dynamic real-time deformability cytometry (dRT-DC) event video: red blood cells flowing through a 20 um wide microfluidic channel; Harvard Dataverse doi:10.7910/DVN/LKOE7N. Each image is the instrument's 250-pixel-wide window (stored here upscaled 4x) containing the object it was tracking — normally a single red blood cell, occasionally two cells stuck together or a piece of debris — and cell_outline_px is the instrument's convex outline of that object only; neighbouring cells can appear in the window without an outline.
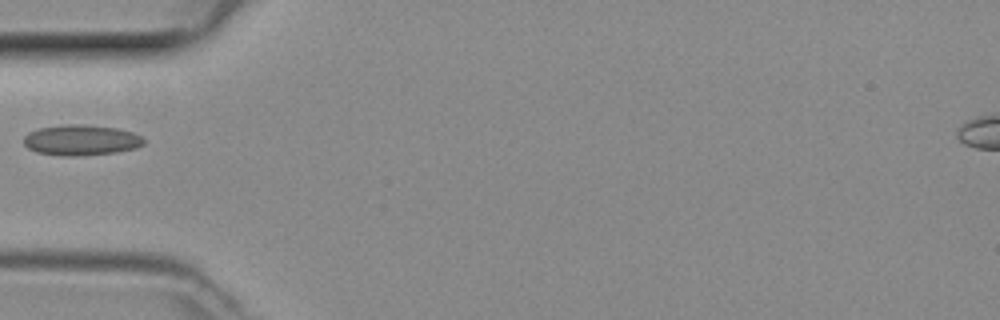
{"species": "common noctule bat (a hibernating species)", "species_latin": "Nyctalus noctula", "temperature_condition": "room temperature", "stored_images_in_passage": 29, "camera_frame_rate_fps": 3000, "um_per_image_px": 0.085, "animal": {"sex": "female", "body_mass_g": 29.2, "forearm_length_mm": 56.3}, "frame": {"image": 1, "passage_image": 1, "time_ms": 0.0, "image_size_px": [1000, 320], "cell_outline_px": [[144, 144], [136, 148], [116, 152], [76, 156], [64, 156], [36, 152], [28, 148], [24, 144], [24, 136], [28, 132], [40, 128], [64, 124], [84, 124], [116, 128], [132, 132], [140, 136], [144, 140]], "centroid_in_image_um": [6.88, 11.9], "position_along_channel_um": 78.1, "area_um2": 21.39}}
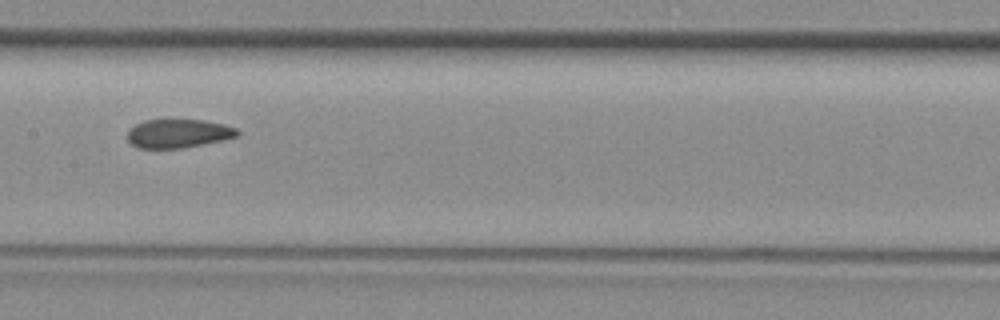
{"frame": {"image": 2, "passage_image": 9, "time_ms": 2.667, "image_size_px": [1000, 320], "cell_outline_px": [[240, 132], [236, 136], [204, 144], [184, 148], [136, 148], [128, 140], [128, 132], [136, 124], [144, 120], [204, 120], [224, 124], [236, 128]], "centroid_in_image_um": [15.15, 11.35], "position_along_channel_um": 192.2, "area_um2": 18.21}}
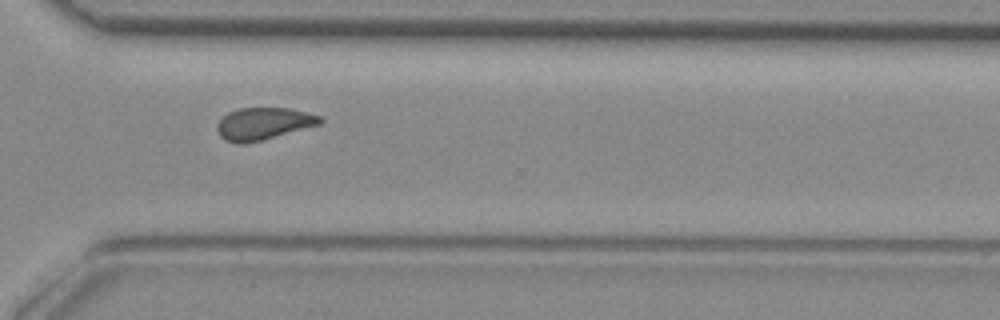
{"frame": {"image": 3, "passage_image": 20, "time_ms": 6.333, "image_size_px": [1000, 320], "cell_outline_px": [[324, 120], [320, 124], [260, 140], [244, 144], [236, 144], [224, 140], [220, 136], [216, 128], [216, 124], [228, 112], [240, 108], [292, 108], [308, 112], [320, 116]], "centroid_in_image_um": [22.37, 10.5], "position_along_channel_um": 348.2, "area_um2": 19.25}}